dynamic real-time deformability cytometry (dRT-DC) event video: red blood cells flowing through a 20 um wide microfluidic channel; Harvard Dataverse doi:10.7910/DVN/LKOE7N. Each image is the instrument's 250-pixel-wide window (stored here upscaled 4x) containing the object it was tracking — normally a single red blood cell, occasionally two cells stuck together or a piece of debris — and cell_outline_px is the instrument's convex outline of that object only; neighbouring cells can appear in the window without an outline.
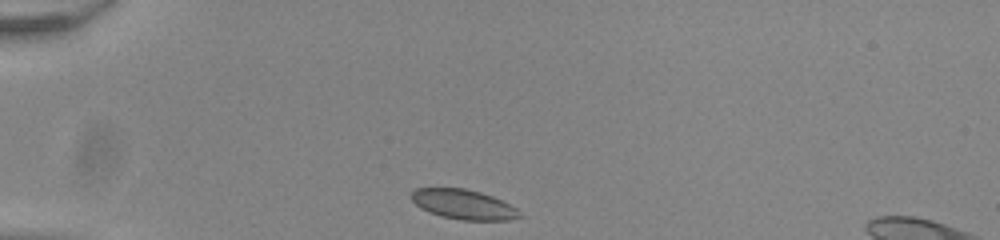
{"species": "common noctule bat (a hibernating species)", "species_latin": "Nyctalus noctula", "temperature_condition": "room temperature", "stored_images_in_passage": 33, "camera_frame_rate_fps": 3000, "um_per_image_px": 0.085, "animal": {"sex": "male", "body_mass_g": 20.0, "forearm_length_mm": 53.3}, "frame": {"image": 1, "passage_image": 1, "time_ms": 0.0, "image_size_px": [1000, 240], "cell_outline_px": [[524, 216], [508, 220], [460, 220], [440, 216], [428, 212], [420, 208], [412, 200], [412, 192], [416, 188], [464, 188], [480, 192], [492, 196], [516, 208]], "centroid_in_image_um": [39.39, 17.38], "position_along_channel_um": 45.6, "area_um2": 18.73}}
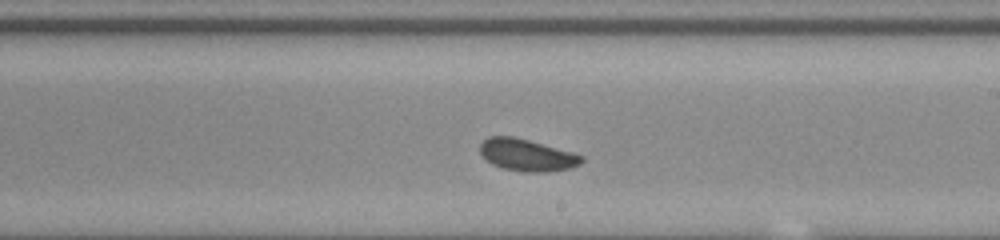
{"frame": {"image": 2, "passage_image": 19, "time_ms": 6.0, "image_size_px": [1000, 240], "cell_outline_px": [[584, 160], [580, 164], [572, 168], [548, 172], [524, 172], [500, 168], [492, 164], [480, 152], [480, 144], [488, 136], [512, 136], [528, 140], [572, 152], [584, 156]], "centroid_in_image_um": [44.8, 13.19], "position_along_channel_um": 244.2, "area_um2": 18.96}}
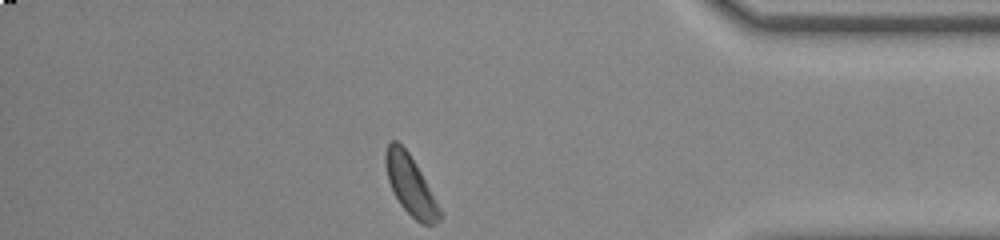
{"frame": {"image": 3, "passage_image": 33, "time_ms": 10.667, "image_size_px": [1000, 240], "cell_outline_px": [[440, 220], [432, 224], [420, 224], [400, 204], [388, 180], [384, 164], [384, 152], [388, 144], [392, 140], [396, 140], [408, 152], [416, 164], [440, 208]], "centroid_in_image_um": [34.85, 15.72], "position_along_channel_um": 400.3, "area_um2": 18.32}, "authors_computed_cell_mechanics": {"area_um2": 19.074, "velocity_mm_per_s": 3.9013, "shape_relaxation_time_tau1_ms": 2.574, "shape_relaxation_time_tau2_ms": null, "deformation_change_tau1": 0.0731, "deformation_change_tau2": null}}